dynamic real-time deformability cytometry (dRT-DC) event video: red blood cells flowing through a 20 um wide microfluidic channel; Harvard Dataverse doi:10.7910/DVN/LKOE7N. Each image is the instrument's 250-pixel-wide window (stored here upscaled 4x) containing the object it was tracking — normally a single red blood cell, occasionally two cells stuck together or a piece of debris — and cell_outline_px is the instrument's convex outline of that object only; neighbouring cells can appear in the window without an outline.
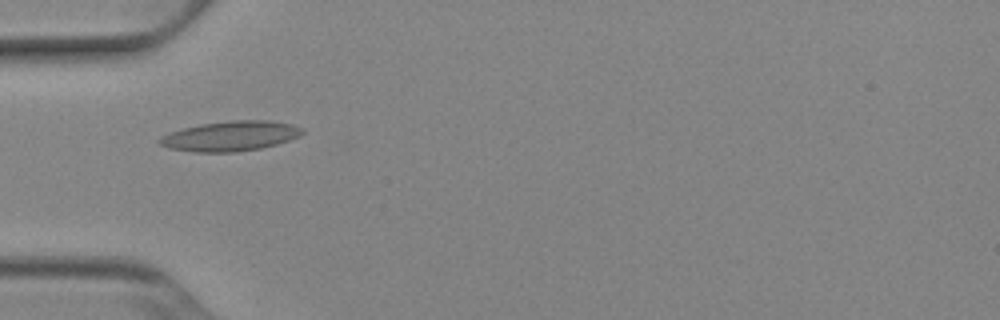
{"species": "Egyptian fruit bat (a non-hibernating species)", "species_latin": "Rousettus aegyptiacus", "temperature_condition": "cold", "stored_images_in_passage": 36, "camera_frame_rate_fps": 3000, "um_per_image_px": 0.085, "animal": {"sex": "female"}, "frame": {"image": 1, "passage_image": 1, "time_ms": 0.0, "image_size_px": [1000, 320], "cell_outline_px": [[304, 132], [300, 136], [276, 144], [260, 148], [236, 152], [196, 152], [168, 148], [160, 144], [156, 140], [168, 132], [200, 124], [232, 120], [268, 120], [292, 124], [304, 128]], "centroid_in_image_um": [19.58, 11.56], "position_along_channel_um": 65.4, "area_um2": 24.97}}
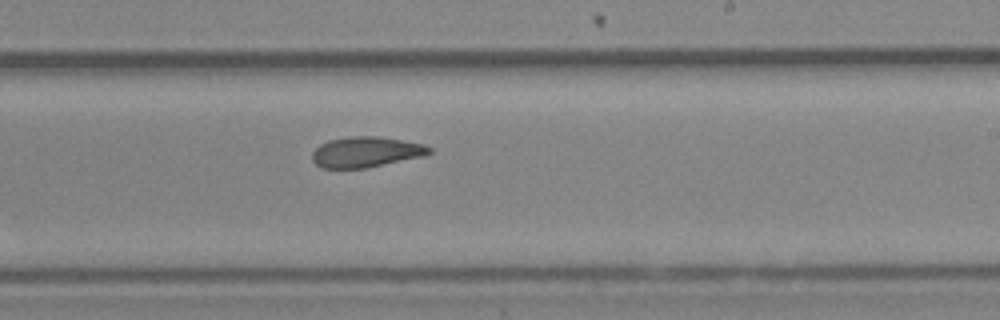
{"frame": {"image": 2, "passage_image": 16, "time_ms": 5.0, "image_size_px": [1000, 320], "cell_outline_px": [[432, 152], [424, 156], [364, 168], [320, 168], [312, 160], [312, 152], [320, 144], [328, 140], [348, 136], [376, 136], [424, 144], [432, 148]], "centroid_in_image_um": [31.08, 12.91], "position_along_channel_um": 257.9, "area_um2": 20.81}}
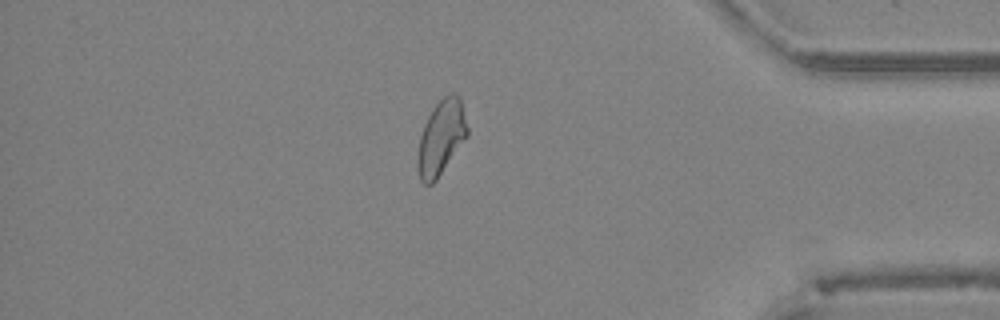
{"frame": {"image": 3, "passage_image": 29, "time_ms": 9.333, "image_size_px": [1000, 320], "cell_outline_px": [[468, 136], [436, 180], [432, 184], [424, 184], [420, 180], [416, 168], [416, 156], [420, 136], [424, 124], [432, 108], [444, 96], [452, 92], [460, 96], [468, 128]], "centroid_in_image_um": [37.48, 11.7], "position_along_channel_um": 397.7, "area_um2": 21.85}, "authors_computed_cell_mechanics": {"area_um2": 21.5883, "velocity_mm_per_s": 3.8808, "shape_relaxation_time_tau1_ms": 11.1276, "shape_relaxation_time_tau2_ms": 3.4955, "deformation_change_tau1": 0.2033, "deformation_change_tau2": 0.1016}}